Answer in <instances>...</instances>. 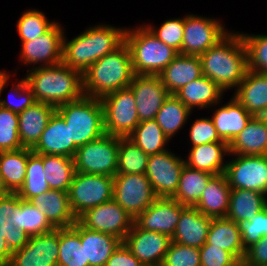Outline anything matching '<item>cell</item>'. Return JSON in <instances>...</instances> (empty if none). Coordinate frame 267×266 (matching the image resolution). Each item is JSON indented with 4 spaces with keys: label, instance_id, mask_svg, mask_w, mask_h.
I'll return each mask as SVG.
<instances>
[{
    "label": "cell",
    "instance_id": "cell-7",
    "mask_svg": "<svg viewBox=\"0 0 267 266\" xmlns=\"http://www.w3.org/2000/svg\"><path fill=\"white\" fill-rule=\"evenodd\" d=\"M119 137L105 133L78 147L73 157L75 172L114 177L117 174Z\"/></svg>",
    "mask_w": 267,
    "mask_h": 266
},
{
    "label": "cell",
    "instance_id": "cell-12",
    "mask_svg": "<svg viewBox=\"0 0 267 266\" xmlns=\"http://www.w3.org/2000/svg\"><path fill=\"white\" fill-rule=\"evenodd\" d=\"M77 221L89 230L111 234L122 241L134 224V218L114 199L88 209Z\"/></svg>",
    "mask_w": 267,
    "mask_h": 266
},
{
    "label": "cell",
    "instance_id": "cell-11",
    "mask_svg": "<svg viewBox=\"0 0 267 266\" xmlns=\"http://www.w3.org/2000/svg\"><path fill=\"white\" fill-rule=\"evenodd\" d=\"M226 161L225 177L231 189H245L267 195V155H237Z\"/></svg>",
    "mask_w": 267,
    "mask_h": 266
},
{
    "label": "cell",
    "instance_id": "cell-44",
    "mask_svg": "<svg viewBox=\"0 0 267 266\" xmlns=\"http://www.w3.org/2000/svg\"><path fill=\"white\" fill-rule=\"evenodd\" d=\"M42 11L33 9L22 13L17 22V32L21 42L32 41L36 37L46 33L56 22L48 21Z\"/></svg>",
    "mask_w": 267,
    "mask_h": 266
},
{
    "label": "cell",
    "instance_id": "cell-41",
    "mask_svg": "<svg viewBox=\"0 0 267 266\" xmlns=\"http://www.w3.org/2000/svg\"><path fill=\"white\" fill-rule=\"evenodd\" d=\"M16 228L22 229L29 236L48 233L55 227L30 201L20 200L15 205Z\"/></svg>",
    "mask_w": 267,
    "mask_h": 266
},
{
    "label": "cell",
    "instance_id": "cell-36",
    "mask_svg": "<svg viewBox=\"0 0 267 266\" xmlns=\"http://www.w3.org/2000/svg\"><path fill=\"white\" fill-rule=\"evenodd\" d=\"M213 176L211 173L190 168L185 164L177 191L172 198L184 206L194 207Z\"/></svg>",
    "mask_w": 267,
    "mask_h": 266
},
{
    "label": "cell",
    "instance_id": "cell-40",
    "mask_svg": "<svg viewBox=\"0 0 267 266\" xmlns=\"http://www.w3.org/2000/svg\"><path fill=\"white\" fill-rule=\"evenodd\" d=\"M128 138L147 155L164 152L170 140L154 119L140 122Z\"/></svg>",
    "mask_w": 267,
    "mask_h": 266
},
{
    "label": "cell",
    "instance_id": "cell-9",
    "mask_svg": "<svg viewBox=\"0 0 267 266\" xmlns=\"http://www.w3.org/2000/svg\"><path fill=\"white\" fill-rule=\"evenodd\" d=\"M101 102L107 134L128 137L140 123L136 101L129 87L103 96Z\"/></svg>",
    "mask_w": 267,
    "mask_h": 266
},
{
    "label": "cell",
    "instance_id": "cell-15",
    "mask_svg": "<svg viewBox=\"0 0 267 266\" xmlns=\"http://www.w3.org/2000/svg\"><path fill=\"white\" fill-rule=\"evenodd\" d=\"M21 200L17 193L0 196V266H8L12 251L23 248L30 236L16 228L15 205Z\"/></svg>",
    "mask_w": 267,
    "mask_h": 266
},
{
    "label": "cell",
    "instance_id": "cell-32",
    "mask_svg": "<svg viewBox=\"0 0 267 266\" xmlns=\"http://www.w3.org/2000/svg\"><path fill=\"white\" fill-rule=\"evenodd\" d=\"M229 156L227 142H211L191 147L185 164L193 169L205 171L212 175L222 174L227 165L224 156Z\"/></svg>",
    "mask_w": 267,
    "mask_h": 266
},
{
    "label": "cell",
    "instance_id": "cell-6",
    "mask_svg": "<svg viewBox=\"0 0 267 266\" xmlns=\"http://www.w3.org/2000/svg\"><path fill=\"white\" fill-rule=\"evenodd\" d=\"M56 112L69 126L70 142L78 148L103 136L104 110L101 99L89 96L64 103Z\"/></svg>",
    "mask_w": 267,
    "mask_h": 266
},
{
    "label": "cell",
    "instance_id": "cell-26",
    "mask_svg": "<svg viewBox=\"0 0 267 266\" xmlns=\"http://www.w3.org/2000/svg\"><path fill=\"white\" fill-rule=\"evenodd\" d=\"M159 76L169 94H175L187 83L203 76L200 56L179 53Z\"/></svg>",
    "mask_w": 267,
    "mask_h": 266
},
{
    "label": "cell",
    "instance_id": "cell-25",
    "mask_svg": "<svg viewBox=\"0 0 267 266\" xmlns=\"http://www.w3.org/2000/svg\"><path fill=\"white\" fill-rule=\"evenodd\" d=\"M234 97L252 116L260 117L267 109V75L248 69Z\"/></svg>",
    "mask_w": 267,
    "mask_h": 266
},
{
    "label": "cell",
    "instance_id": "cell-3",
    "mask_svg": "<svg viewBox=\"0 0 267 266\" xmlns=\"http://www.w3.org/2000/svg\"><path fill=\"white\" fill-rule=\"evenodd\" d=\"M28 71L25 79L38 102L57 108L84 96L83 74L63 63Z\"/></svg>",
    "mask_w": 267,
    "mask_h": 266
},
{
    "label": "cell",
    "instance_id": "cell-4",
    "mask_svg": "<svg viewBox=\"0 0 267 266\" xmlns=\"http://www.w3.org/2000/svg\"><path fill=\"white\" fill-rule=\"evenodd\" d=\"M133 76L131 53L124 42L83 73L84 95L101 99L107 94L128 88Z\"/></svg>",
    "mask_w": 267,
    "mask_h": 266
},
{
    "label": "cell",
    "instance_id": "cell-28",
    "mask_svg": "<svg viewBox=\"0 0 267 266\" xmlns=\"http://www.w3.org/2000/svg\"><path fill=\"white\" fill-rule=\"evenodd\" d=\"M230 193L225 174L214 175L194 207L210 218H224L228 213Z\"/></svg>",
    "mask_w": 267,
    "mask_h": 266
},
{
    "label": "cell",
    "instance_id": "cell-53",
    "mask_svg": "<svg viewBox=\"0 0 267 266\" xmlns=\"http://www.w3.org/2000/svg\"><path fill=\"white\" fill-rule=\"evenodd\" d=\"M267 265V236L246 249L240 266Z\"/></svg>",
    "mask_w": 267,
    "mask_h": 266
},
{
    "label": "cell",
    "instance_id": "cell-22",
    "mask_svg": "<svg viewBox=\"0 0 267 266\" xmlns=\"http://www.w3.org/2000/svg\"><path fill=\"white\" fill-rule=\"evenodd\" d=\"M211 221L212 218L195 207L186 206L181 212L171 241L183 246L201 248L206 243Z\"/></svg>",
    "mask_w": 267,
    "mask_h": 266
},
{
    "label": "cell",
    "instance_id": "cell-57",
    "mask_svg": "<svg viewBox=\"0 0 267 266\" xmlns=\"http://www.w3.org/2000/svg\"><path fill=\"white\" fill-rule=\"evenodd\" d=\"M4 193L3 189L1 188V185H0V196Z\"/></svg>",
    "mask_w": 267,
    "mask_h": 266
},
{
    "label": "cell",
    "instance_id": "cell-38",
    "mask_svg": "<svg viewBox=\"0 0 267 266\" xmlns=\"http://www.w3.org/2000/svg\"><path fill=\"white\" fill-rule=\"evenodd\" d=\"M43 166L50 189L68 192L75 175L73 158L63 155H43Z\"/></svg>",
    "mask_w": 267,
    "mask_h": 266
},
{
    "label": "cell",
    "instance_id": "cell-13",
    "mask_svg": "<svg viewBox=\"0 0 267 266\" xmlns=\"http://www.w3.org/2000/svg\"><path fill=\"white\" fill-rule=\"evenodd\" d=\"M229 32L218 19L187 15L185 16L181 54L200 56L210 47L215 46Z\"/></svg>",
    "mask_w": 267,
    "mask_h": 266
},
{
    "label": "cell",
    "instance_id": "cell-49",
    "mask_svg": "<svg viewBox=\"0 0 267 266\" xmlns=\"http://www.w3.org/2000/svg\"><path fill=\"white\" fill-rule=\"evenodd\" d=\"M161 266H201L200 250L171 241Z\"/></svg>",
    "mask_w": 267,
    "mask_h": 266
},
{
    "label": "cell",
    "instance_id": "cell-35",
    "mask_svg": "<svg viewBox=\"0 0 267 266\" xmlns=\"http://www.w3.org/2000/svg\"><path fill=\"white\" fill-rule=\"evenodd\" d=\"M266 194L245 189H231L226 218L239 223L249 220L267 206Z\"/></svg>",
    "mask_w": 267,
    "mask_h": 266
},
{
    "label": "cell",
    "instance_id": "cell-8",
    "mask_svg": "<svg viewBox=\"0 0 267 266\" xmlns=\"http://www.w3.org/2000/svg\"><path fill=\"white\" fill-rule=\"evenodd\" d=\"M114 177L75 172L68 190L70 207L78 218L90 208L113 199Z\"/></svg>",
    "mask_w": 267,
    "mask_h": 266
},
{
    "label": "cell",
    "instance_id": "cell-18",
    "mask_svg": "<svg viewBox=\"0 0 267 266\" xmlns=\"http://www.w3.org/2000/svg\"><path fill=\"white\" fill-rule=\"evenodd\" d=\"M123 242L144 266H161L171 238L166 234L143 230L134 223Z\"/></svg>",
    "mask_w": 267,
    "mask_h": 266
},
{
    "label": "cell",
    "instance_id": "cell-52",
    "mask_svg": "<svg viewBox=\"0 0 267 266\" xmlns=\"http://www.w3.org/2000/svg\"><path fill=\"white\" fill-rule=\"evenodd\" d=\"M201 266H240L241 263L228 251L207 242L199 248Z\"/></svg>",
    "mask_w": 267,
    "mask_h": 266
},
{
    "label": "cell",
    "instance_id": "cell-33",
    "mask_svg": "<svg viewBox=\"0 0 267 266\" xmlns=\"http://www.w3.org/2000/svg\"><path fill=\"white\" fill-rule=\"evenodd\" d=\"M80 240L81 243H85V266H105L123 242L111 234L89 230L81 224Z\"/></svg>",
    "mask_w": 267,
    "mask_h": 266
},
{
    "label": "cell",
    "instance_id": "cell-24",
    "mask_svg": "<svg viewBox=\"0 0 267 266\" xmlns=\"http://www.w3.org/2000/svg\"><path fill=\"white\" fill-rule=\"evenodd\" d=\"M55 111L54 106L36 101L18 113V134L24 148L32 149L36 145Z\"/></svg>",
    "mask_w": 267,
    "mask_h": 266
},
{
    "label": "cell",
    "instance_id": "cell-37",
    "mask_svg": "<svg viewBox=\"0 0 267 266\" xmlns=\"http://www.w3.org/2000/svg\"><path fill=\"white\" fill-rule=\"evenodd\" d=\"M58 266H85V243L80 240V223L59 228Z\"/></svg>",
    "mask_w": 267,
    "mask_h": 266
},
{
    "label": "cell",
    "instance_id": "cell-16",
    "mask_svg": "<svg viewBox=\"0 0 267 266\" xmlns=\"http://www.w3.org/2000/svg\"><path fill=\"white\" fill-rule=\"evenodd\" d=\"M64 28L56 22L46 33L32 41L21 42V62L38 67L55 66L62 63Z\"/></svg>",
    "mask_w": 267,
    "mask_h": 266
},
{
    "label": "cell",
    "instance_id": "cell-56",
    "mask_svg": "<svg viewBox=\"0 0 267 266\" xmlns=\"http://www.w3.org/2000/svg\"><path fill=\"white\" fill-rule=\"evenodd\" d=\"M260 118L265 122L267 125V109L260 115Z\"/></svg>",
    "mask_w": 267,
    "mask_h": 266
},
{
    "label": "cell",
    "instance_id": "cell-31",
    "mask_svg": "<svg viewBox=\"0 0 267 266\" xmlns=\"http://www.w3.org/2000/svg\"><path fill=\"white\" fill-rule=\"evenodd\" d=\"M228 145L229 154L267 155V125L260 117L253 116Z\"/></svg>",
    "mask_w": 267,
    "mask_h": 266
},
{
    "label": "cell",
    "instance_id": "cell-27",
    "mask_svg": "<svg viewBox=\"0 0 267 266\" xmlns=\"http://www.w3.org/2000/svg\"><path fill=\"white\" fill-rule=\"evenodd\" d=\"M31 148L0 152V185L4 192L17 193L23 186Z\"/></svg>",
    "mask_w": 267,
    "mask_h": 266
},
{
    "label": "cell",
    "instance_id": "cell-14",
    "mask_svg": "<svg viewBox=\"0 0 267 266\" xmlns=\"http://www.w3.org/2000/svg\"><path fill=\"white\" fill-rule=\"evenodd\" d=\"M165 150L149 155L146 177L157 197L172 198L178 187L181 171L185 165L182 157Z\"/></svg>",
    "mask_w": 267,
    "mask_h": 266
},
{
    "label": "cell",
    "instance_id": "cell-29",
    "mask_svg": "<svg viewBox=\"0 0 267 266\" xmlns=\"http://www.w3.org/2000/svg\"><path fill=\"white\" fill-rule=\"evenodd\" d=\"M253 116L235 99L218 107L211 117L218 135L228 144L246 127Z\"/></svg>",
    "mask_w": 267,
    "mask_h": 266
},
{
    "label": "cell",
    "instance_id": "cell-19",
    "mask_svg": "<svg viewBox=\"0 0 267 266\" xmlns=\"http://www.w3.org/2000/svg\"><path fill=\"white\" fill-rule=\"evenodd\" d=\"M129 88L136 101L140 122L155 119L157 112L169 96L159 75L134 74Z\"/></svg>",
    "mask_w": 267,
    "mask_h": 266
},
{
    "label": "cell",
    "instance_id": "cell-17",
    "mask_svg": "<svg viewBox=\"0 0 267 266\" xmlns=\"http://www.w3.org/2000/svg\"><path fill=\"white\" fill-rule=\"evenodd\" d=\"M59 228L30 236L21 249L12 251L8 266H58Z\"/></svg>",
    "mask_w": 267,
    "mask_h": 266
},
{
    "label": "cell",
    "instance_id": "cell-47",
    "mask_svg": "<svg viewBox=\"0 0 267 266\" xmlns=\"http://www.w3.org/2000/svg\"><path fill=\"white\" fill-rule=\"evenodd\" d=\"M184 18H174L164 21L159 28L152 25H145L151 33L168 46H171L181 53V46L184 36Z\"/></svg>",
    "mask_w": 267,
    "mask_h": 266
},
{
    "label": "cell",
    "instance_id": "cell-34",
    "mask_svg": "<svg viewBox=\"0 0 267 266\" xmlns=\"http://www.w3.org/2000/svg\"><path fill=\"white\" fill-rule=\"evenodd\" d=\"M206 242L230 252L240 263L243 261L246 250L238 224L233 220L212 218Z\"/></svg>",
    "mask_w": 267,
    "mask_h": 266
},
{
    "label": "cell",
    "instance_id": "cell-39",
    "mask_svg": "<svg viewBox=\"0 0 267 266\" xmlns=\"http://www.w3.org/2000/svg\"><path fill=\"white\" fill-rule=\"evenodd\" d=\"M191 112L174 94H169L154 120L171 139L187 122Z\"/></svg>",
    "mask_w": 267,
    "mask_h": 266
},
{
    "label": "cell",
    "instance_id": "cell-54",
    "mask_svg": "<svg viewBox=\"0 0 267 266\" xmlns=\"http://www.w3.org/2000/svg\"><path fill=\"white\" fill-rule=\"evenodd\" d=\"M105 266H144L122 242L111 257L107 260Z\"/></svg>",
    "mask_w": 267,
    "mask_h": 266
},
{
    "label": "cell",
    "instance_id": "cell-45",
    "mask_svg": "<svg viewBox=\"0 0 267 266\" xmlns=\"http://www.w3.org/2000/svg\"><path fill=\"white\" fill-rule=\"evenodd\" d=\"M240 34L246 46L248 69L267 75V35Z\"/></svg>",
    "mask_w": 267,
    "mask_h": 266
},
{
    "label": "cell",
    "instance_id": "cell-42",
    "mask_svg": "<svg viewBox=\"0 0 267 266\" xmlns=\"http://www.w3.org/2000/svg\"><path fill=\"white\" fill-rule=\"evenodd\" d=\"M148 158L128 137H119L117 174H145Z\"/></svg>",
    "mask_w": 267,
    "mask_h": 266
},
{
    "label": "cell",
    "instance_id": "cell-1",
    "mask_svg": "<svg viewBox=\"0 0 267 266\" xmlns=\"http://www.w3.org/2000/svg\"><path fill=\"white\" fill-rule=\"evenodd\" d=\"M202 73L224 92L237 88L248 71L247 51L240 32L228 33L200 55Z\"/></svg>",
    "mask_w": 267,
    "mask_h": 266
},
{
    "label": "cell",
    "instance_id": "cell-10",
    "mask_svg": "<svg viewBox=\"0 0 267 266\" xmlns=\"http://www.w3.org/2000/svg\"><path fill=\"white\" fill-rule=\"evenodd\" d=\"M158 197L145 174H116L113 199L134 219Z\"/></svg>",
    "mask_w": 267,
    "mask_h": 266
},
{
    "label": "cell",
    "instance_id": "cell-20",
    "mask_svg": "<svg viewBox=\"0 0 267 266\" xmlns=\"http://www.w3.org/2000/svg\"><path fill=\"white\" fill-rule=\"evenodd\" d=\"M185 207L173 198L158 197L134 219V223L143 230L159 232L172 238Z\"/></svg>",
    "mask_w": 267,
    "mask_h": 266
},
{
    "label": "cell",
    "instance_id": "cell-21",
    "mask_svg": "<svg viewBox=\"0 0 267 266\" xmlns=\"http://www.w3.org/2000/svg\"><path fill=\"white\" fill-rule=\"evenodd\" d=\"M77 147L70 142L69 126L55 111L50 117L47 126L39 141L32 148L35 154L63 155L73 158Z\"/></svg>",
    "mask_w": 267,
    "mask_h": 266
},
{
    "label": "cell",
    "instance_id": "cell-55",
    "mask_svg": "<svg viewBox=\"0 0 267 266\" xmlns=\"http://www.w3.org/2000/svg\"><path fill=\"white\" fill-rule=\"evenodd\" d=\"M10 79V75L8 72L0 71V95L4 89V87H7V83Z\"/></svg>",
    "mask_w": 267,
    "mask_h": 266
},
{
    "label": "cell",
    "instance_id": "cell-2",
    "mask_svg": "<svg viewBox=\"0 0 267 266\" xmlns=\"http://www.w3.org/2000/svg\"><path fill=\"white\" fill-rule=\"evenodd\" d=\"M126 28L95 25L68 41L63 37L62 63L82 74L106 54L125 42Z\"/></svg>",
    "mask_w": 267,
    "mask_h": 266
},
{
    "label": "cell",
    "instance_id": "cell-51",
    "mask_svg": "<svg viewBox=\"0 0 267 266\" xmlns=\"http://www.w3.org/2000/svg\"><path fill=\"white\" fill-rule=\"evenodd\" d=\"M189 131L191 147L211 142H226L220 138L212 119L209 117L196 119Z\"/></svg>",
    "mask_w": 267,
    "mask_h": 266
},
{
    "label": "cell",
    "instance_id": "cell-30",
    "mask_svg": "<svg viewBox=\"0 0 267 266\" xmlns=\"http://www.w3.org/2000/svg\"><path fill=\"white\" fill-rule=\"evenodd\" d=\"M223 90L211 79L202 76L187 83L174 95L191 111L193 108H209L219 104Z\"/></svg>",
    "mask_w": 267,
    "mask_h": 266
},
{
    "label": "cell",
    "instance_id": "cell-46",
    "mask_svg": "<svg viewBox=\"0 0 267 266\" xmlns=\"http://www.w3.org/2000/svg\"><path fill=\"white\" fill-rule=\"evenodd\" d=\"M18 114L0 107V152L24 148L18 134Z\"/></svg>",
    "mask_w": 267,
    "mask_h": 266
},
{
    "label": "cell",
    "instance_id": "cell-5",
    "mask_svg": "<svg viewBox=\"0 0 267 266\" xmlns=\"http://www.w3.org/2000/svg\"><path fill=\"white\" fill-rule=\"evenodd\" d=\"M125 43L131 53L134 74L159 75L179 54L144 25L125 31Z\"/></svg>",
    "mask_w": 267,
    "mask_h": 266
},
{
    "label": "cell",
    "instance_id": "cell-48",
    "mask_svg": "<svg viewBox=\"0 0 267 266\" xmlns=\"http://www.w3.org/2000/svg\"><path fill=\"white\" fill-rule=\"evenodd\" d=\"M237 224L241 232L243 247L246 250L262 237L267 236V206L254 217Z\"/></svg>",
    "mask_w": 267,
    "mask_h": 266
},
{
    "label": "cell",
    "instance_id": "cell-43",
    "mask_svg": "<svg viewBox=\"0 0 267 266\" xmlns=\"http://www.w3.org/2000/svg\"><path fill=\"white\" fill-rule=\"evenodd\" d=\"M43 154L32 153L28 157L27 172L23 186L17 194L22 200L29 201L34 196L50 190L45 179Z\"/></svg>",
    "mask_w": 267,
    "mask_h": 266
},
{
    "label": "cell",
    "instance_id": "cell-23",
    "mask_svg": "<svg viewBox=\"0 0 267 266\" xmlns=\"http://www.w3.org/2000/svg\"><path fill=\"white\" fill-rule=\"evenodd\" d=\"M29 201L46 215L55 228H69L77 221L70 207L68 192L50 189Z\"/></svg>",
    "mask_w": 267,
    "mask_h": 266
},
{
    "label": "cell",
    "instance_id": "cell-50",
    "mask_svg": "<svg viewBox=\"0 0 267 266\" xmlns=\"http://www.w3.org/2000/svg\"><path fill=\"white\" fill-rule=\"evenodd\" d=\"M10 91L14 93V96H12L16 99V102H11V96L8 97V101L5 99H0V107L18 114L36 102L32 89L28 86L25 77L19 80L17 84H13V88H11Z\"/></svg>",
    "mask_w": 267,
    "mask_h": 266
}]
</instances>
